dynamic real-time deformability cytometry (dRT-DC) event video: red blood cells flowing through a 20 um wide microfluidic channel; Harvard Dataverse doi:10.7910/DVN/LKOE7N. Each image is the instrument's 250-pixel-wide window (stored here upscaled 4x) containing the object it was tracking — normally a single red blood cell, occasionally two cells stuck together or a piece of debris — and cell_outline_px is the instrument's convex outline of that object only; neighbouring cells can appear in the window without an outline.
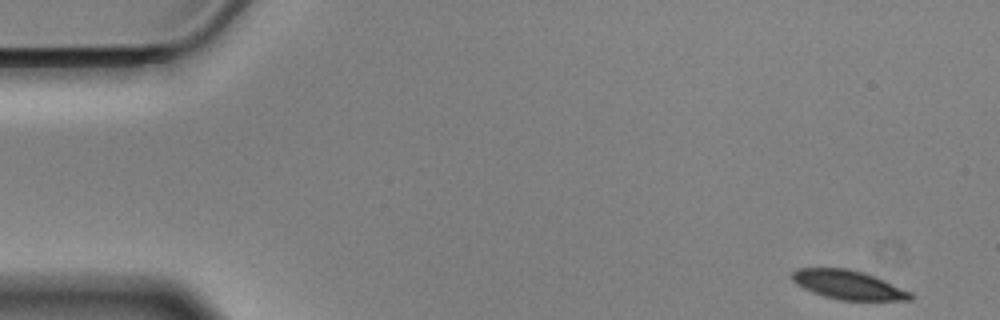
{"species": "Egyptian fruit bat (a non-hibernating species)", "species_latin": "Rousettus aegyptiacus", "temperature_condition": "cold", "stored_images_in_passage": 49, "camera_frame_rate_fps": 3000, "um_per_image_px": 0.085, "animal": {"sex": "male"}, "frame": {"image": 1, "passage_image": 1, "time_ms": 0.0, "image_size_px": [1000, 320], "cell_outline_px": [[916, 296], [912, 300], [840, 300], [824, 296], [812, 292], [796, 284], [788, 276], [796, 268], [848, 268], [864, 272], [884, 280], [912, 292]], "centroid_in_image_um": [72.09, 24.2], "position_along_channel_um": 12.9, "area_um2": 20.23}}
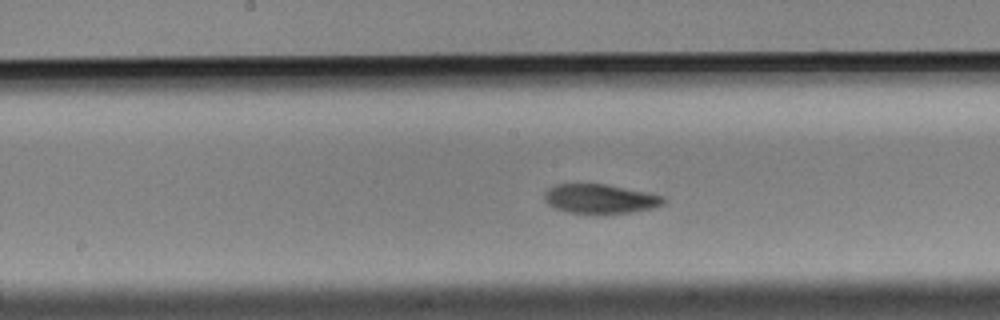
{"frame": {"image": 2, "passage_image": 27, "time_ms": 8.667, "image_size_px": [1000, 320], "cell_outline_px": [[664, 204], [652, 208], [632, 212], [604, 216], [596, 216], [572, 212], [552, 208], [544, 200], [544, 192], [548, 188], [556, 184], [608, 184], [648, 192], [664, 196]], "centroid_in_image_um": [51.0, 16.93], "position_along_channel_um": 197.2, "area_um2": 21.1}}
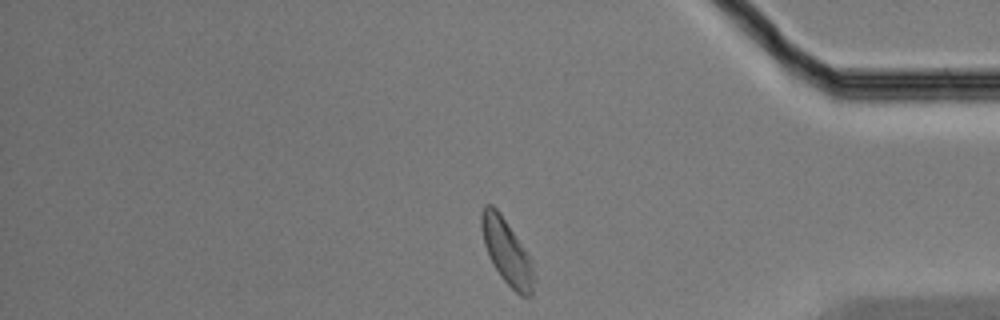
{"frame": {"image": 3, "passage_image": 46, "time_ms": 15.0, "image_size_px": [1000, 320], "cell_outline_px": [[536, 280], [532, 292], [528, 296], [520, 296], [500, 276], [484, 244], [480, 228], [480, 212], [484, 204], [492, 204], [500, 212], [528, 252], [532, 260], [536, 276]], "centroid_in_image_um": [43.1, 21.37], "position_along_channel_um": 392.1, "area_um2": 20.17}, "authors_computed_cell_mechanics": {"area_um2": 20.8658, "velocity_mm_per_s": 3.4655, "shape_relaxation_time_tau1_ms": 2.4184, "shape_relaxation_time_tau2_ms": 6.4316, "deformation_change_tau1": 0.1011, "deformation_change_tau2": 0.1121}}